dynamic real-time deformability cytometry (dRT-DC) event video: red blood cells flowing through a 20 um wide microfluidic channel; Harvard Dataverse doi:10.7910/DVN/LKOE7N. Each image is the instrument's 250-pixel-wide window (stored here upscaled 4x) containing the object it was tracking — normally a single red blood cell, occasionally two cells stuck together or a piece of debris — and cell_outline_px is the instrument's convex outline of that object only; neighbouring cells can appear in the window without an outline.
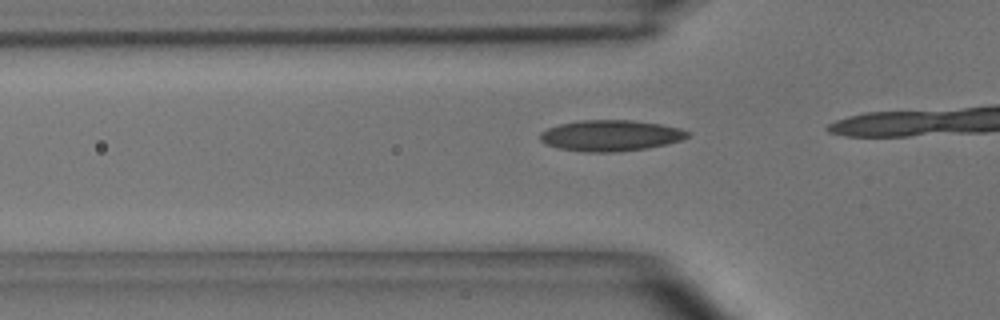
{"species": "common noctule bat (a hibernating species)", "species_latin": "Nyctalus noctula", "temperature_condition": "room temperature", "stored_images_in_passage": 8, "camera_frame_rate_fps": 3000, "um_per_image_px": 0.085, "animal": {"sex": "male", "body_mass_g": 15.6}, "frame": {"image": 1, "passage_image": 4, "time_ms": 1.0, "image_size_px": [1000, 320], "cell_outline_px": [[692, 132], [688, 136], [680, 140], [664, 144], [644, 148], [616, 152], [584, 152], [560, 148], [544, 144], [540, 140], [540, 132], [548, 128], [560, 124], [580, 120], [632, 120], [660, 124], [680, 128]], "centroid_in_image_um": [51.87, 11.52], "position_along_channel_um": 73.9, "area_um2": 26.53}}